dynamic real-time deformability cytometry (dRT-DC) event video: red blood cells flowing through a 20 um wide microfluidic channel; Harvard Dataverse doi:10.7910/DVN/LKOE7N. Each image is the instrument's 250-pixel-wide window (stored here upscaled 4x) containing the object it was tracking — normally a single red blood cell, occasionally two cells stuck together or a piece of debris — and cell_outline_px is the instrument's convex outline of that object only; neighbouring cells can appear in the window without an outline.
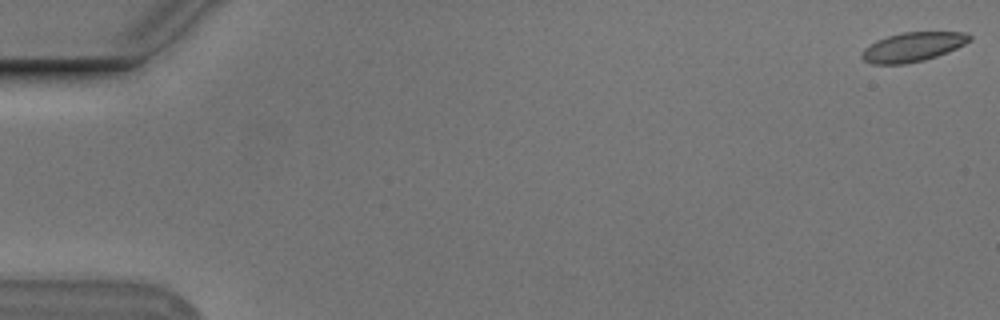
{"species": "Egyptian fruit bat (a non-hibernating species)", "species_latin": "Rousettus aegyptiacus", "temperature_condition": "cold", "stored_images_in_passage": 8, "camera_frame_rate_fps": 3000, "um_per_image_px": 0.085, "animal": {"sex": "male"}, "frame": {"image": 1, "passage_image": 1, "time_ms": 0.0, "image_size_px": [1000, 320], "cell_outline_px": [[972, 40], [948, 52], [924, 60], [904, 64], [872, 64], [864, 60], [860, 56], [860, 52], [864, 48], [876, 40], [888, 36], [904, 32], [964, 32], [972, 36]], "centroid_in_image_um": [77.57, 3.99], "position_along_channel_um": 7.4, "area_um2": 18.38}}